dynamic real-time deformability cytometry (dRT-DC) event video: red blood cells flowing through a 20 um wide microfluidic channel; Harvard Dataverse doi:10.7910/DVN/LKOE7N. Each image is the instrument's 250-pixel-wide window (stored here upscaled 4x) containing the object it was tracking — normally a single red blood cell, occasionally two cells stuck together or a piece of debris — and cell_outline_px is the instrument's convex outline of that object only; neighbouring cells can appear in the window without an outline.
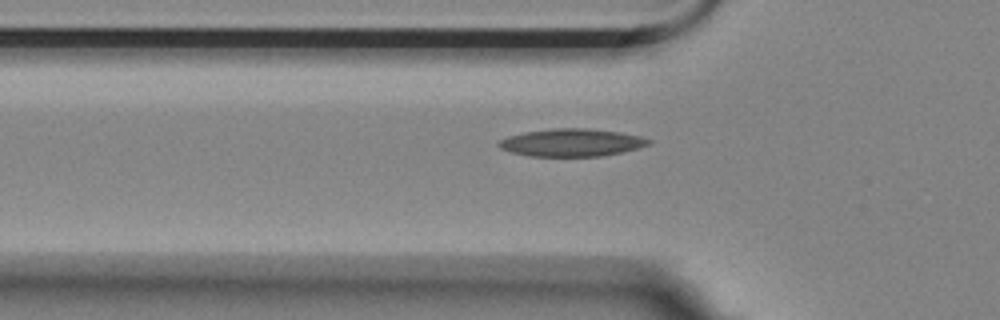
{"species": "Egyptian fruit bat (a non-hibernating species)", "species_latin": "Rousettus aegyptiacus", "temperature_condition": "room temperature", "stored_images_in_passage": 38, "camera_frame_rate_fps": 3000, "um_per_image_px": 0.085, "animal": {"sex": "female"}, "frame": {"image": 1, "passage_image": 3, "time_ms": 0.667, "image_size_px": [1000, 320], "cell_outline_px": [[652, 140], [648, 144], [636, 148], [620, 152], [600, 156], [528, 156], [512, 152], [500, 148], [496, 144], [500, 140], [508, 136], [524, 132], [552, 128], [588, 128], [620, 132], [640, 136]], "centroid_in_image_um": [48.55, 12.11], "position_along_channel_um": 77.3, "area_um2": 23.99}}
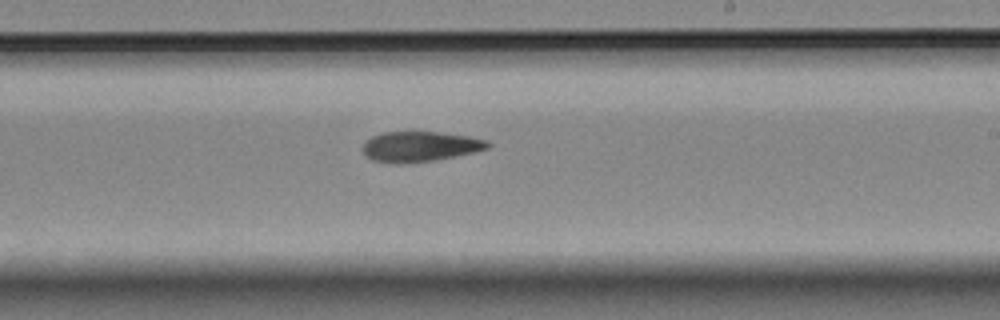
{"frame": {"image": 2, "passage_image": 18, "time_ms": 5.667, "image_size_px": [1000, 320], "cell_outline_px": [[492, 144], [488, 148], [456, 156], [436, 160], [404, 164], [400, 164], [372, 160], [364, 156], [360, 148], [372, 136], [384, 132], [436, 132], [468, 136], [488, 140]], "centroid_in_image_um": [35.67, 12.47], "position_along_channel_um": 253.3, "area_um2": 22.14}}
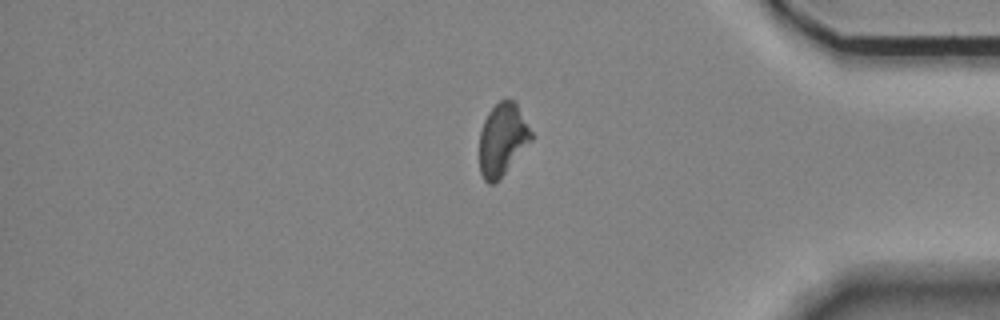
{"frame": {"image": 3, "passage_image": 32, "time_ms": 10.333, "image_size_px": [1000, 320], "cell_outline_px": [[532, 140], [504, 172], [492, 184], [488, 184], [484, 180], [480, 172], [480, 132], [484, 120], [488, 112], [500, 100], [516, 100], [532, 132]], "centroid_in_image_um": [42.71, 11.81], "position_along_channel_um": 392.5, "area_um2": 21.5}, "authors_computed_cell_mechanics": {"area_um2": 22.3975, "velocity_mm_per_s": 3.4994, "shape_relaxation_time_tau1_ms": 9.9482, "shape_relaxation_time_tau2_ms": null, "deformation_change_tau1": 0.169, "deformation_change_tau2": null}}